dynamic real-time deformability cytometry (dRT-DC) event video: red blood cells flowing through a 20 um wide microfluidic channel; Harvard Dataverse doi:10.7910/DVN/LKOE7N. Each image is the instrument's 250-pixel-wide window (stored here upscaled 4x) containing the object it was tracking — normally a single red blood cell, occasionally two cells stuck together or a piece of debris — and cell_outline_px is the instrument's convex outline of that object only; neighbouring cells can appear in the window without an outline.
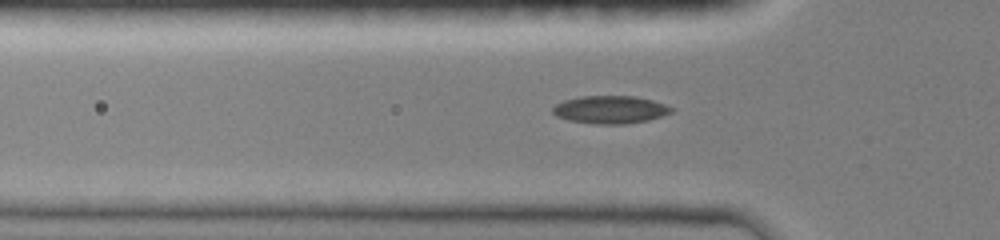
{"species": "common noctule bat (a hibernating species)", "species_latin": "Nyctalus noctula", "temperature_condition": "room temperature", "stored_images_in_passage": 40, "camera_frame_rate_fps": 3000, "um_per_image_px": 0.085, "animal": {"sex": "female", "body_mass_g": 19.0, "forearm_length_mm": 51.5}, "frame": {"image": 1, "passage_image": 9, "time_ms": 4.0, "image_size_px": [1000, 240], "cell_outline_px": [[676, 108], [672, 112], [648, 120], [624, 124], [596, 124], [568, 120], [556, 116], [552, 112], [552, 108], [556, 104], [564, 100], [580, 96], [636, 96], [652, 100]], "centroid_in_image_um": [51.87, 9.31], "position_along_channel_um": 73.9, "area_um2": 19.25}}
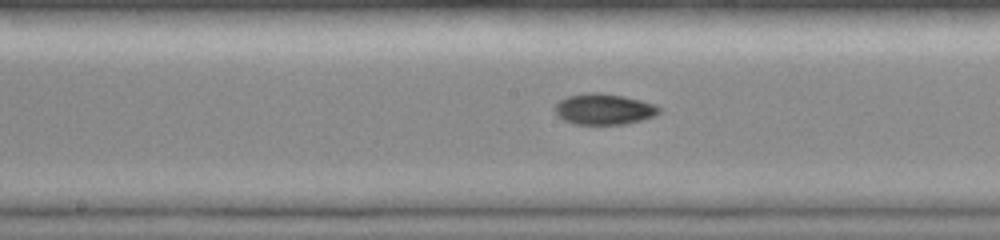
{"frame": {"image": 2, "passage_image": 22, "time_ms": 7.0, "image_size_px": [1000, 240], "cell_outline_px": [[660, 112], [656, 116], [628, 124], [576, 124], [564, 120], [556, 116], [552, 108], [560, 100], [568, 96], [584, 92], [600, 92], [624, 96], [656, 104], [660, 108]], "centroid_in_image_um": [51.32, 9.27], "position_along_channel_um": 196.9, "area_um2": 19.13}}
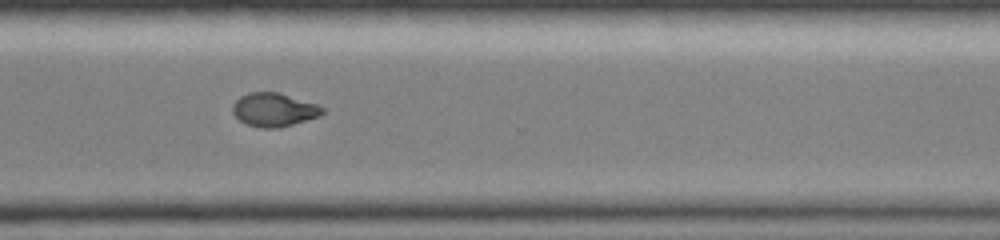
{"frame": {"image": 3, "passage_image": 39, "time_ms": 10.667, "image_size_px": [1000, 240], "cell_outline_px": [[324, 112], [320, 116], [280, 128], [260, 128], [248, 124], [240, 120], [232, 112], [232, 104], [240, 96], [248, 92], [280, 92], [316, 104], [324, 108]], "centroid_in_image_um": [23.28, 9.32], "position_along_channel_um": 347.3, "area_um2": 17.63}}